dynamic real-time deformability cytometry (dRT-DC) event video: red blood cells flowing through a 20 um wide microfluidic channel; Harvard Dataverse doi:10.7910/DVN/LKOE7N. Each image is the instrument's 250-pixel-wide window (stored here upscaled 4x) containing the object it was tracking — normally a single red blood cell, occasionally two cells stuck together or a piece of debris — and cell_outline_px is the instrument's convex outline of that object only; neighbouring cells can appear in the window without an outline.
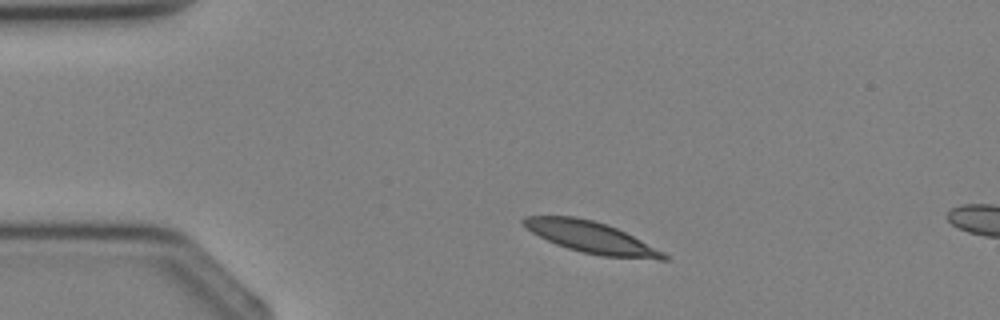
{"species": "Egyptian fruit bat (a non-hibernating species)", "species_latin": "Rousettus aegyptiacus", "temperature_condition": "cold", "stored_images_in_passage": 3, "camera_frame_rate_fps": 3000, "um_per_image_px": 0.085, "animal": {"sex": "female"}, "frame": {"image": 1, "passage_image": 2, "time_ms": 1.0, "image_size_px": [1000, 320], "cell_outline_px": [[668, 260], [660, 260], [604, 256], [580, 252], [556, 244], [532, 232], [520, 220], [524, 216], [576, 216], [608, 224], [664, 252], [668, 256]], "centroid_in_image_um": [50.25, 20.17], "position_along_channel_um": 34.7, "area_um2": 25.37}}